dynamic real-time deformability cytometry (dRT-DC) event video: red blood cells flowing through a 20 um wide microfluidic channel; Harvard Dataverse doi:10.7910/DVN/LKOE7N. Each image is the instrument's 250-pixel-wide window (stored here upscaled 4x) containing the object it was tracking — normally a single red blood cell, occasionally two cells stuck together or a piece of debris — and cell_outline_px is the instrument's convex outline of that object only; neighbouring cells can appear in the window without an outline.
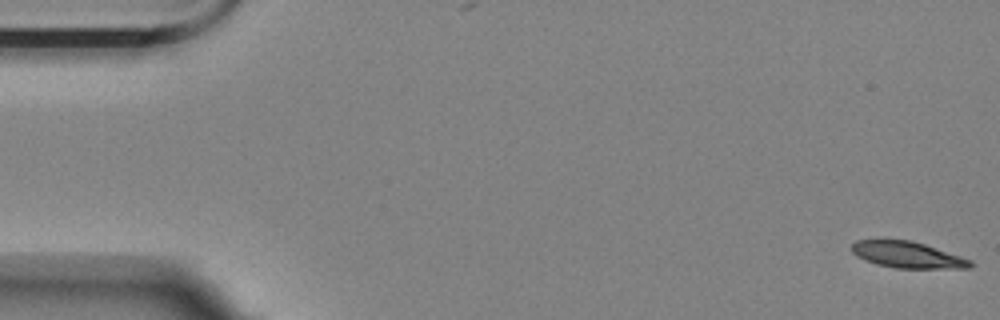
{"species": "Egyptian fruit bat (a non-hibernating species)", "species_latin": "Rousettus aegyptiacus", "temperature_condition": "room temperature", "stored_images_in_passage": 57, "camera_frame_rate_fps": 3000, "um_per_image_px": 0.085, "animal": {"sex": "female"}, "frame": {"image": 1, "passage_image": 1, "time_ms": 0.0, "image_size_px": [1000, 320], "cell_outline_px": [[972, 268], [896, 268], [876, 264], [864, 260], [856, 256], [852, 252], [852, 244], [856, 240], [912, 240], [972, 260]], "centroid_in_image_um": [77.12, 21.66], "position_along_channel_um": 7.9, "area_um2": 18.09}}
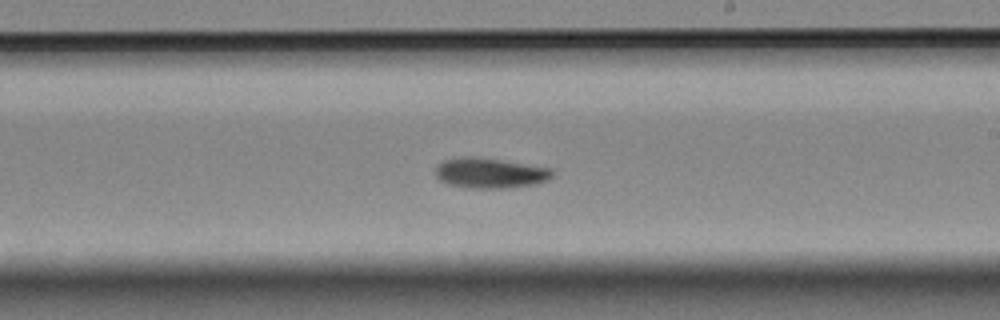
{"frame": {"image": 2, "passage_image": 33, "time_ms": 10.667, "image_size_px": [1000, 320], "cell_outline_px": [[552, 176], [548, 180], [536, 184], [504, 188], [468, 188], [448, 184], [440, 180], [436, 176], [436, 164], [444, 160], [464, 156], [480, 156], [552, 168]], "centroid_in_image_um": [41.64, 14.69], "position_along_channel_um": 247.4, "area_um2": 20.87}}
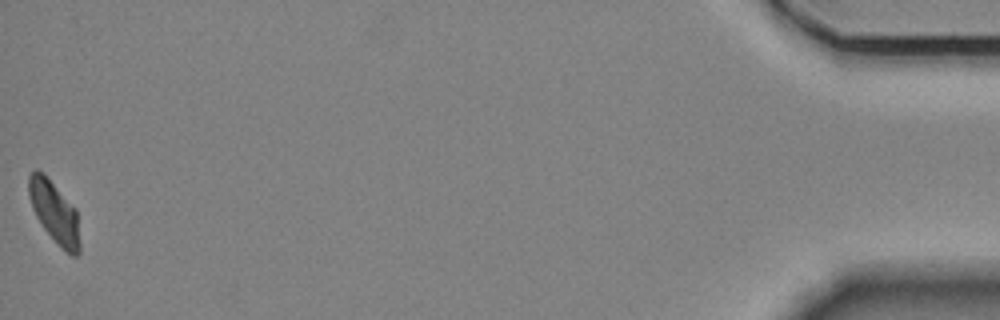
{"frame": {"image": 3, "passage_image": 57, "time_ms": 18.667, "image_size_px": [1000, 320], "cell_outline_px": [[80, 252], [76, 256], [72, 256], [64, 252], [60, 248], [44, 228], [36, 216], [32, 208], [28, 196], [28, 176], [36, 168], [44, 172], [76, 208], [80, 244]], "centroid_in_image_um": [4.62, 18.02], "position_along_channel_um": 430.6, "area_um2": 18.73}, "authors_computed_cell_mechanics": {"area_um2": 19.363, "velocity_mm_per_s": 3.4845, "shape_relaxation_time_tau1_ms": 5.8975, "shape_relaxation_time_tau2_ms": null, "deformation_change_tau1": 0.1701, "deformation_change_tau2": null}}